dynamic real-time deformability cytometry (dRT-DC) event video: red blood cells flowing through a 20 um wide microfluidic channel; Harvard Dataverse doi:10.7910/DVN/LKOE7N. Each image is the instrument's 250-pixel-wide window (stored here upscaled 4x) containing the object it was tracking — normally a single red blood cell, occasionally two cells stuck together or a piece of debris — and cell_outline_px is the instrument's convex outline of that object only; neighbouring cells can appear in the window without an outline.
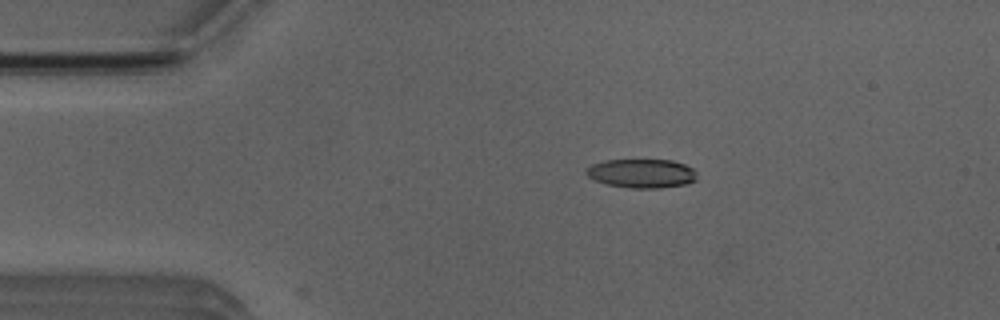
{"species": "Egyptian fruit bat (a non-hibernating species)", "species_latin": "Rousettus aegyptiacus", "temperature_condition": "room temperature", "stored_images_in_passage": 7, "camera_frame_rate_fps": 3000, "um_per_image_px": 0.085, "animal": {"sex": "male"}, "frame": {"image": 1, "passage_image": 3, "time_ms": 2.333, "image_size_px": [1000, 320], "cell_outline_px": [[696, 180], [688, 184], [660, 188], [628, 188], [608, 184], [596, 180], [588, 176], [584, 172], [592, 164], [604, 160], [672, 160], [684, 164], [692, 168], [696, 172]], "centroid_in_image_um": [54.56, 14.74], "position_along_channel_um": 30.4, "area_um2": 18.67}}
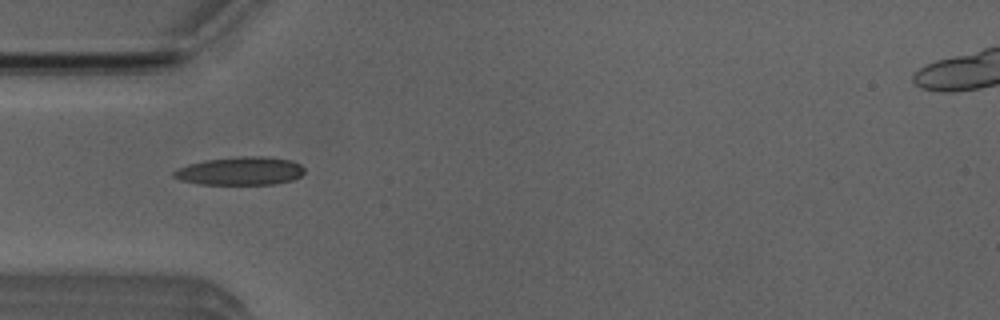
{"frame": {"image": 2, "passage_image": 4, "time_ms": 4.333, "image_size_px": [1000, 320], "cell_outline_px": [[304, 172], [300, 176], [292, 180], [272, 184], [200, 184], [180, 180], [172, 176], [172, 172], [188, 164], [204, 160], [240, 156], [268, 156], [292, 160], [300, 164], [304, 168]], "centroid_in_image_um": [20.44, 14.52], "position_along_channel_um": 64.6, "area_um2": 21.56}}